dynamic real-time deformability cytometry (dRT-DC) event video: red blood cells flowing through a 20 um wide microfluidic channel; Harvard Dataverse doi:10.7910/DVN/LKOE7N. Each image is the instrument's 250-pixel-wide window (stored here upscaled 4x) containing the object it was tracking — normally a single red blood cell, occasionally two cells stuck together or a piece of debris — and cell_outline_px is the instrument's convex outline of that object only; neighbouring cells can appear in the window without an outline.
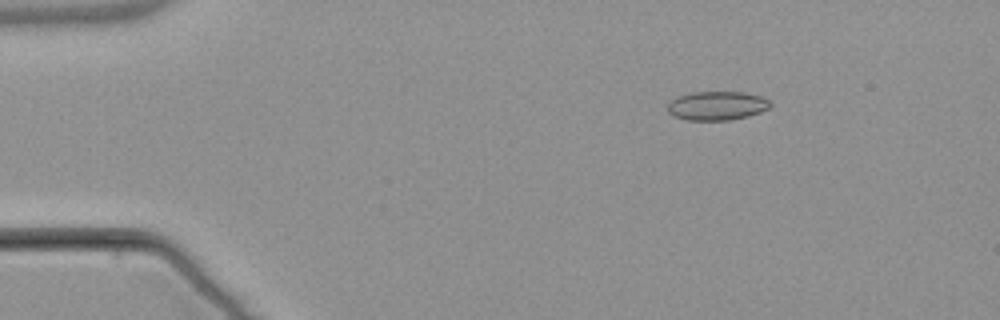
{"species": "common noctule bat (a hibernating species)", "species_latin": "Nyctalus noctula", "temperature_condition": "warm", "stored_images_in_passage": 3, "camera_frame_rate_fps": 3000, "um_per_image_px": 0.085, "animal": {"sex": "male", "body_mass_g": 21.5, "forearm_length_mm": 52.0}, "frame": {"image": 1, "passage_image": 1, "time_ms": 0.0, "image_size_px": [1000, 320], "cell_outline_px": [[772, 104], [768, 108], [760, 112], [748, 116], [728, 120], [688, 120], [672, 116], [668, 112], [668, 104], [676, 96], [688, 92], [744, 92], [760, 96], [768, 100]], "centroid_in_image_um": [60.91, 8.98], "position_along_channel_um": 24.1, "area_um2": 17.34}}